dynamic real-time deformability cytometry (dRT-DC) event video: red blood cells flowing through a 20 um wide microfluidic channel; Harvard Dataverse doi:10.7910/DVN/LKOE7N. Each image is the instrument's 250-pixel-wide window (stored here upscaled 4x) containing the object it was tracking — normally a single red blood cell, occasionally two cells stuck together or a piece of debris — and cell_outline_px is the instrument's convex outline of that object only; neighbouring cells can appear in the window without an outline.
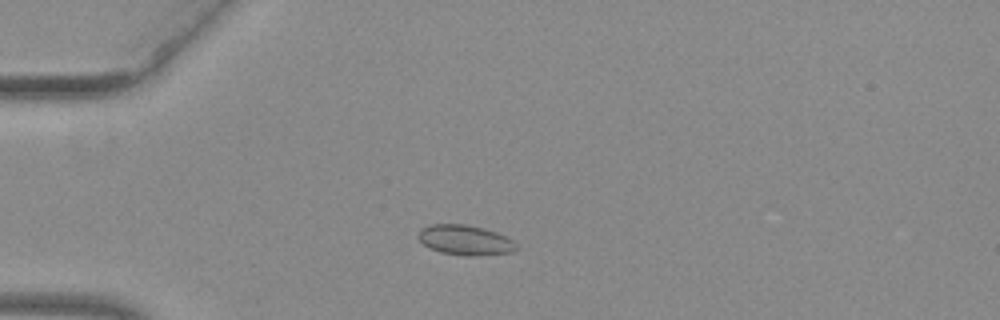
{"species": "common noctule bat (a hibernating species)", "species_latin": "Nyctalus noctula", "temperature_condition": "warm", "stored_images_in_passage": 49, "camera_frame_rate_fps": 3000, "um_per_image_px": 0.085, "animal": {"sex": "female", "body_mass_g": 29.2, "forearm_length_mm": 56.3}, "frame": {"image": 1, "passage_image": 11, "time_ms": 3.333, "image_size_px": [1000, 320], "cell_outline_px": [[516, 248], [512, 252], [476, 256], [464, 256], [440, 252], [424, 244], [416, 236], [416, 232], [420, 228], [432, 224], [464, 224], [484, 228], [508, 236], [516, 244]], "centroid_in_image_um": [39.52, 20.4], "position_along_channel_um": 45.5, "area_um2": 17.28}}
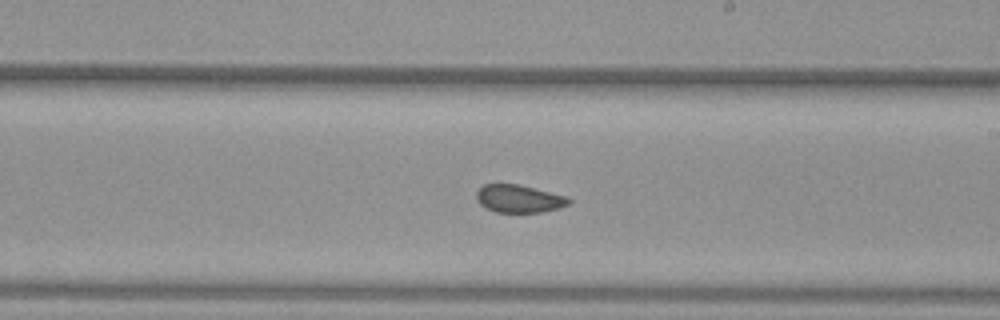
{"frame": {"image": 2, "passage_image": 28, "time_ms": 9.0, "image_size_px": [1000, 320], "cell_outline_px": [[572, 200], [568, 204], [560, 208], [540, 212], [496, 212], [484, 208], [476, 200], [476, 192], [484, 184], [520, 184], [568, 196]], "centroid_in_image_um": [44.12, 16.88], "position_along_channel_um": 244.9, "area_um2": 15.14}}
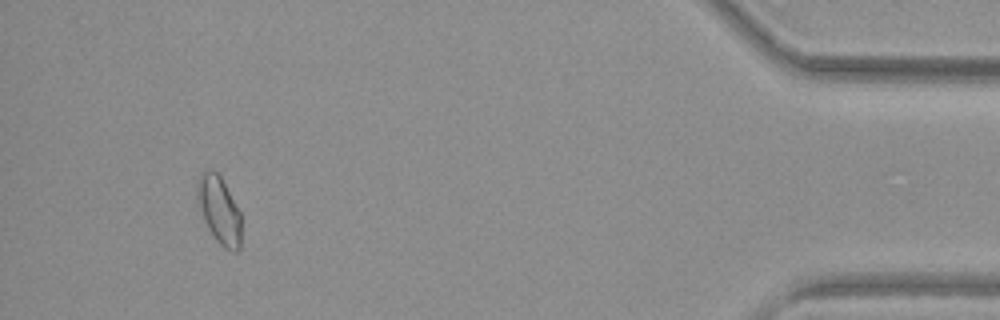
{"frame": {"image": 3, "passage_image": 46, "time_ms": 15.0, "image_size_px": [1000, 320], "cell_outline_px": [[240, 248], [236, 252], [232, 252], [224, 248], [216, 240], [208, 228], [196, 204], [196, 184], [200, 172], [216, 172], [220, 176], [240, 212]], "centroid_in_image_um": [18.59, 17.88], "position_along_channel_um": 416.6, "area_um2": 17.22}, "authors_computed_cell_mechanics": {"area_um2": 16.1262, "velocity_mm_per_s": 3.9622, "shape_relaxation_time_tau1_ms": null, "shape_relaxation_time_tau2_ms": 1.3877, "deformation_change_tau1": null, "deformation_change_tau2": 0.0414}}